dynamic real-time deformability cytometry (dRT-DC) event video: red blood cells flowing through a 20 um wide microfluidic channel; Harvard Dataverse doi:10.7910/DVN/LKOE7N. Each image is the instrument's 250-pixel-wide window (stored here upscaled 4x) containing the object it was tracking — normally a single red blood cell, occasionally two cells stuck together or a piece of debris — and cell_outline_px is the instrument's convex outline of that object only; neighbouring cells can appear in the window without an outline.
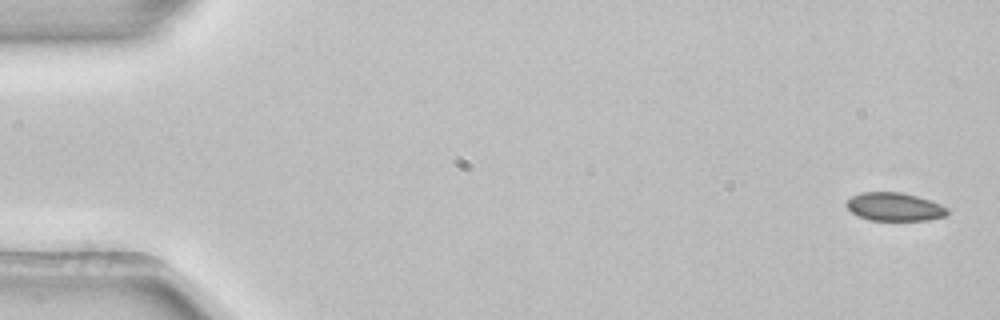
{"species": "common noctule bat (a hibernating species)", "species_latin": "Nyctalus noctula", "temperature_condition": "room temperature", "stored_images_in_passage": 5, "camera_frame_rate_fps": 3000, "um_per_image_px": 0.085, "animal": {"sex": "female", "body_mass_g": 22.7, "forearm_length_mm": 54.2}, "frame": {"image": 1, "passage_image": 1, "time_ms": 0.0, "image_size_px": [1000, 320], "cell_outline_px": [[948, 212], [944, 216], [928, 220], [868, 220], [852, 212], [844, 204], [852, 196], [860, 192], [904, 192], [940, 204], [948, 208]], "centroid_in_image_um": [76.01, 17.57], "position_along_channel_um": 9.0, "area_um2": 16.53}}